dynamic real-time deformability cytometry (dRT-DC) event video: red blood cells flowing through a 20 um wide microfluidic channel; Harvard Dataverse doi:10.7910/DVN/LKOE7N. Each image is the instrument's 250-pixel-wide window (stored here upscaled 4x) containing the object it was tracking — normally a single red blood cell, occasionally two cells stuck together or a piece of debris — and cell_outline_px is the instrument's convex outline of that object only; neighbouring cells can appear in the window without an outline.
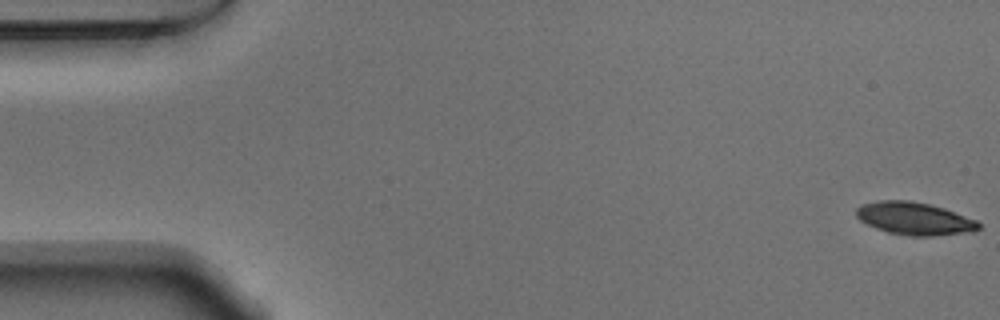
{"species": "Egyptian fruit bat (a non-hibernating species)", "species_latin": "Rousettus aegyptiacus", "temperature_condition": "warm", "stored_images_in_passage": 53, "camera_frame_rate_fps": 3000, "um_per_image_px": 0.085, "animal": {"sex": "male"}, "frame": {"image": 1, "passage_image": 1, "time_ms": 0.0, "image_size_px": [1000, 320], "cell_outline_px": [[980, 228], [972, 232], [932, 236], [912, 236], [888, 232], [876, 228], [860, 220], [856, 216], [856, 208], [864, 204], [876, 200], [912, 200], [932, 204], [944, 208], [976, 220], [980, 224]], "centroid_in_image_um": [77.74, 18.57], "position_along_channel_um": 7.3, "area_um2": 23.35}}
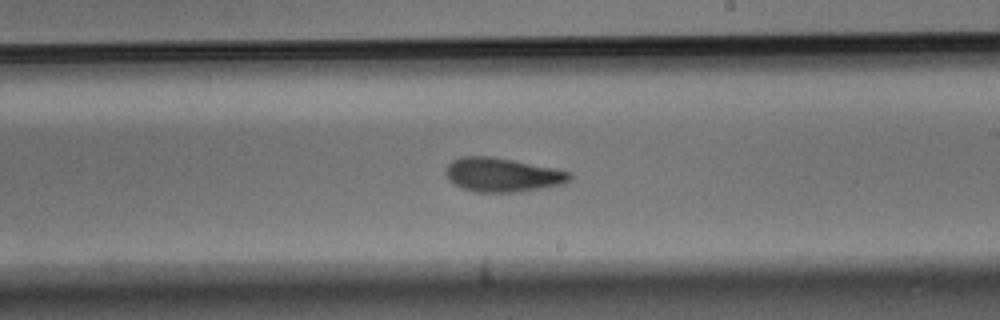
{"frame": {"image": 2, "passage_image": 31, "time_ms": 10.0, "image_size_px": [1000, 320], "cell_outline_px": [[572, 180], [564, 184], [544, 188], [520, 192], [476, 192], [464, 188], [448, 180], [444, 172], [448, 164], [452, 160], [460, 156], [492, 156], [556, 168], [572, 172]], "centroid_in_image_um": [42.74, 14.85], "position_along_channel_um": 246.3, "area_um2": 24.91}}
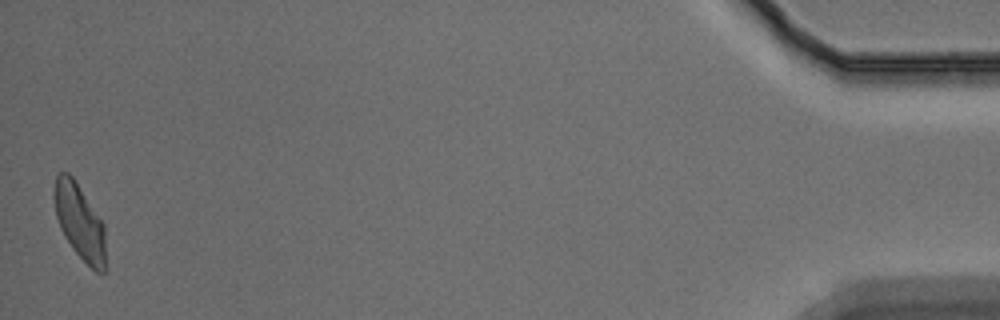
{"frame": {"image": 3, "passage_image": 53, "time_ms": 17.333, "image_size_px": [1000, 320], "cell_outline_px": [[104, 272], [96, 272], [72, 248], [64, 236], [60, 228], [56, 216], [52, 196], [52, 192], [56, 176], [60, 172], [68, 172], [72, 176], [104, 224]], "centroid_in_image_um": [6.72, 18.8], "position_along_channel_um": 428.5, "area_um2": 22.31}, "authors_computed_cell_mechanics": {"area_um2": 23.987, "velocity_mm_per_s": 3.7671, "shape_relaxation_time_tau1_ms": 4.1737, "shape_relaxation_time_tau2_ms": 2.0928, "deformation_change_tau1": 0.1543, "deformation_change_tau2": 0.0811}}